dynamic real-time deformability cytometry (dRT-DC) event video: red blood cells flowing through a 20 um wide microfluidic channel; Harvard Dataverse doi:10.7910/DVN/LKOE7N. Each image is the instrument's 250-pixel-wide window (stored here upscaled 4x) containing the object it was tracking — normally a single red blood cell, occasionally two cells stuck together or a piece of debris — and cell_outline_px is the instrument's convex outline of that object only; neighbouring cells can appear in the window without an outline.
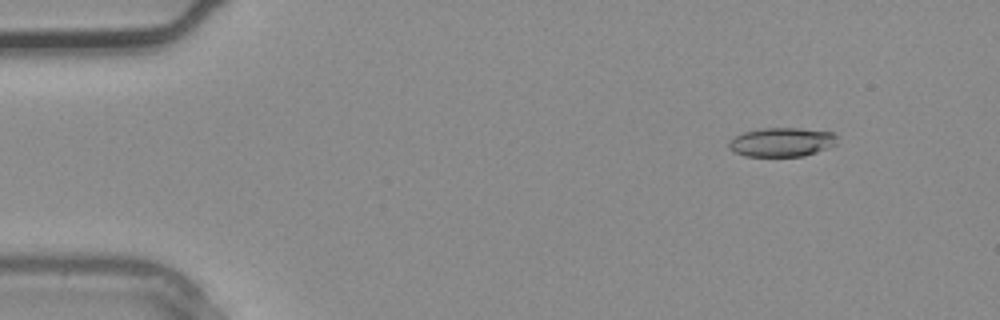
{"species": "common noctule bat (a hibernating species)", "species_latin": "Nyctalus noctula", "temperature_condition": "warm", "stored_images_in_passage": 3, "camera_frame_rate_fps": 3000, "um_per_image_px": 0.085, "animal": {"sex": "male", "body_mass_g": 20.4}, "frame": {"image": 1, "passage_image": 1, "time_ms": 0.0, "image_size_px": [1000, 320], "cell_outline_px": [[836, 144], [828, 148], [804, 156], [744, 156], [728, 148], [728, 140], [744, 132], [760, 128], [796, 128], [832, 132], [836, 136]], "centroid_in_image_um": [66.42, 12.08], "position_along_channel_um": 18.6, "area_um2": 18.26}}
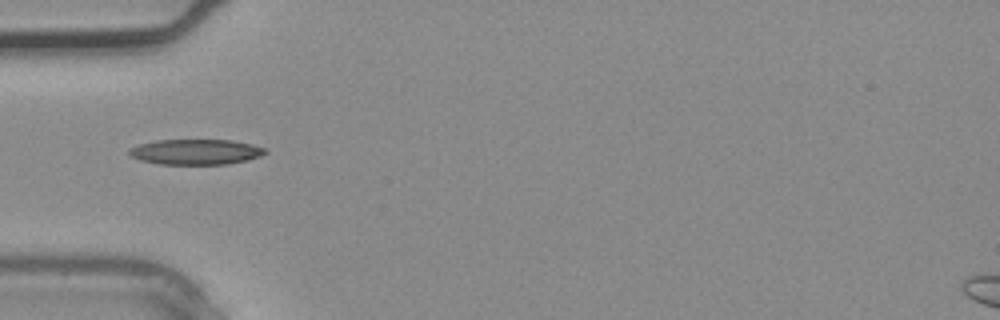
{"frame": {"image": 2, "passage_image": 3, "time_ms": 0.667, "image_size_px": [1000, 320], "cell_outline_px": [[268, 152], [260, 156], [248, 160], [228, 164], [160, 164], [140, 160], [132, 156], [128, 152], [128, 148], [140, 144], [156, 140], [232, 140], [252, 144], [268, 148]], "centroid_in_image_um": [16.68, 12.91], "position_along_channel_um": 68.3, "area_um2": 20.23}}